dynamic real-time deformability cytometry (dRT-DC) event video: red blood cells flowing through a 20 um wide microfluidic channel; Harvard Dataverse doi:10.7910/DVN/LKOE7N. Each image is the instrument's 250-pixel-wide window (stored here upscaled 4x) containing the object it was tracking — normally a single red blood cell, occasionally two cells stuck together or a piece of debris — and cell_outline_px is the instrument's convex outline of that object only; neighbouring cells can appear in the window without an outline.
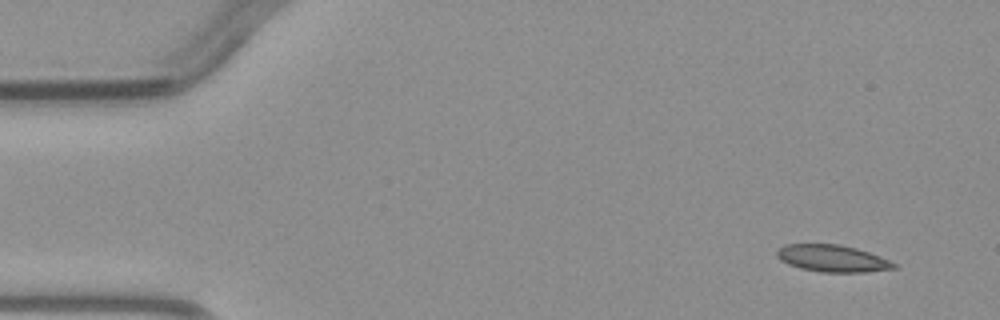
{"species": "common noctule bat (a hibernating species)", "species_latin": "Nyctalus noctula", "temperature_condition": "warm", "stored_images_in_passage": 4, "camera_frame_rate_fps": 3000, "um_per_image_px": 0.085, "animal": {"sex": "male", "body_mass_g": 23.1, "forearm_length_mm": 52.7}, "frame": {"image": 1, "passage_image": 1, "time_ms": 0.0, "image_size_px": [1000, 320], "cell_outline_px": [[896, 268], [864, 272], [820, 272], [800, 268], [788, 264], [780, 260], [776, 256], [776, 252], [784, 244], [840, 244], [856, 248], [880, 256], [896, 264]], "centroid_in_image_um": [70.72, 21.96], "position_along_channel_um": 14.3, "area_um2": 18.32}}
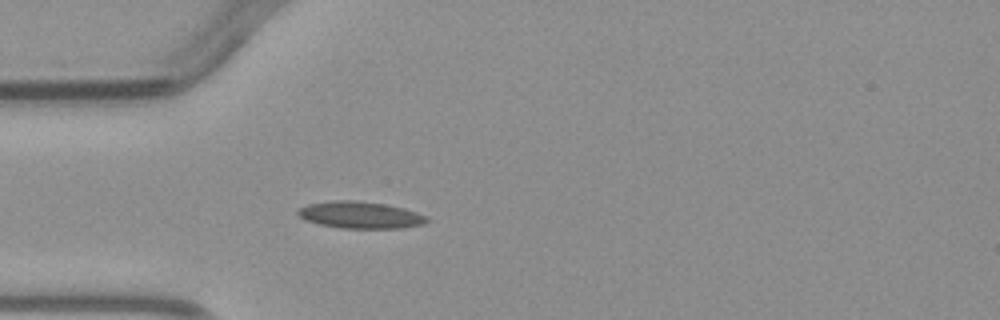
{"frame": {"image": 2, "passage_image": 4, "time_ms": 3.333, "image_size_px": [1000, 320], "cell_outline_px": [[432, 220], [424, 224], [400, 228], [340, 228], [320, 224], [304, 220], [296, 212], [300, 208], [308, 204], [332, 200], [356, 200], [384, 204], [404, 208], [428, 216]], "centroid_in_image_um": [30.65, 18.27], "position_along_channel_um": 54.3, "area_um2": 20.29}}